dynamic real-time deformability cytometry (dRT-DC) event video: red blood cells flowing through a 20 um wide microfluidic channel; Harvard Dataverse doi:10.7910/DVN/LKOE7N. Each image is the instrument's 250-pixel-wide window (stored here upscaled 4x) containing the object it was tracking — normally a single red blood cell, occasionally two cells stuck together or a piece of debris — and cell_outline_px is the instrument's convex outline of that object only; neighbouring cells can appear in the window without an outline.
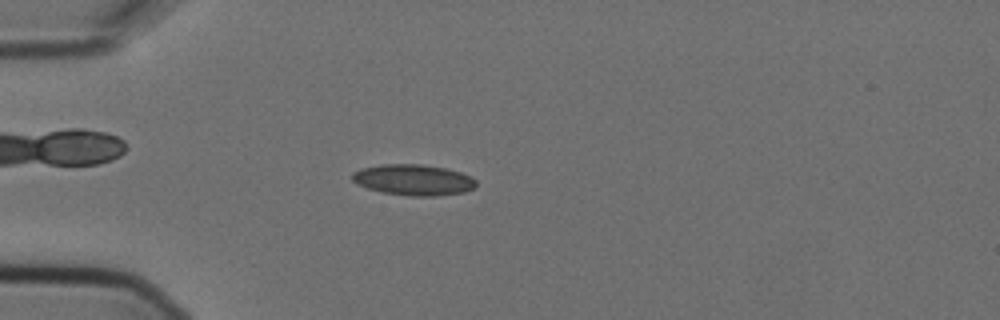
{"species": "Egyptian fruit bat (a non-hibernating species)", "species_latin": "Rousettus aegyptiacus", "temperature_condition": "cold", "stored_images_in_passage": 5, "camera_frame_rate_fps": 3000, "um_per_image_px": 0.085, "animal": {"sex": "female"}, "frame": {"image": 1, "passage_image": 2, "time_ms": 0.333, "image_size_px": [1000, 320], "cell_outline_px": [[476, 188], [464, 192], [436, 196], [408, 196], [380, 192], [356, 184], [352, 180], [352, 172], [360, 168], [384, 164], [424, 164], [448, 168], [472, 176], [476, 180]], "centroid_in_image_um": [35.16, 15.29], "position_along_channel_um": 49.8, "area_um2": 22.72}}
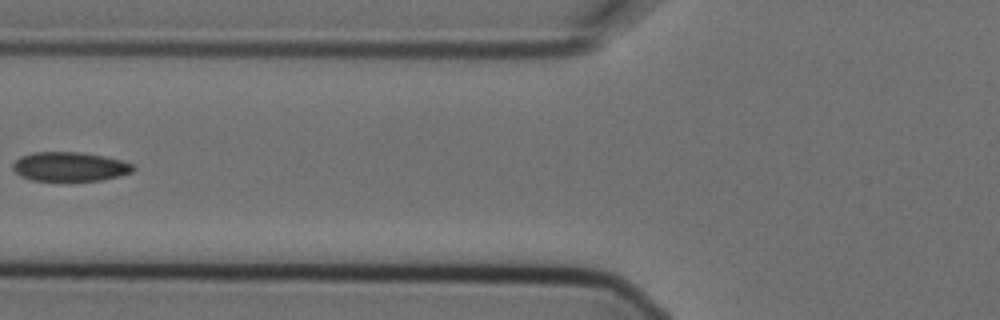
{"frame": {"image": 2, "passage_image": 4, "time_ms": 1.0, "image_size_px": [1000, 320], "cell_outline_px": [[136, 168], [132, 172], [120, 176], [100, 180], [32, 180], [20, 176], [12, 168], [12, 164], [20, 156], [32, 152], [80, 152], [104, 156], [120, 160], [132, 164]], "centroid_in_image_um": [5.92, 14.15], "position_along_channel_um": 119.9, "area_um2": 20.4}}
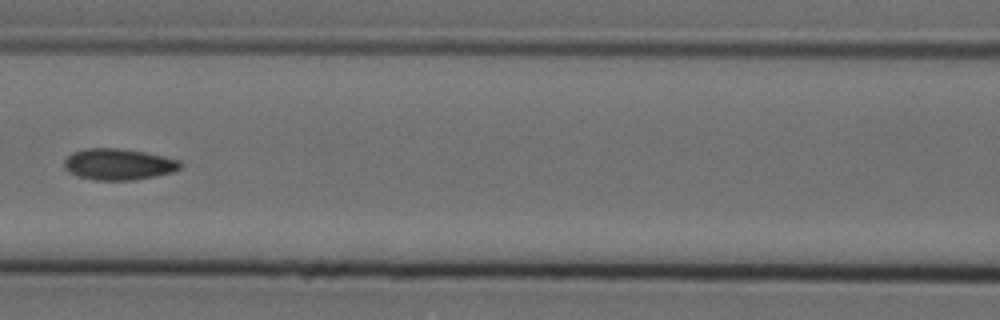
{"frame": {"image": 3, "passage_image": 5, "time_ms": 1.333, "image_size_px": [1000, 320], "cell_outline_px": [[184, 164], [180, 168], [172, 172], [156, 176], [136, 180], [92, 180], [68, 172], [64, 168], [64, 160], [72, 152], [84, 148], [120, 148], [144, 152], [164, 156], [180, 160]], "centroid_in_image_um": [10.08, 13.96], "position_along_channel_um": 156.5, "area_um2": 21.39}}